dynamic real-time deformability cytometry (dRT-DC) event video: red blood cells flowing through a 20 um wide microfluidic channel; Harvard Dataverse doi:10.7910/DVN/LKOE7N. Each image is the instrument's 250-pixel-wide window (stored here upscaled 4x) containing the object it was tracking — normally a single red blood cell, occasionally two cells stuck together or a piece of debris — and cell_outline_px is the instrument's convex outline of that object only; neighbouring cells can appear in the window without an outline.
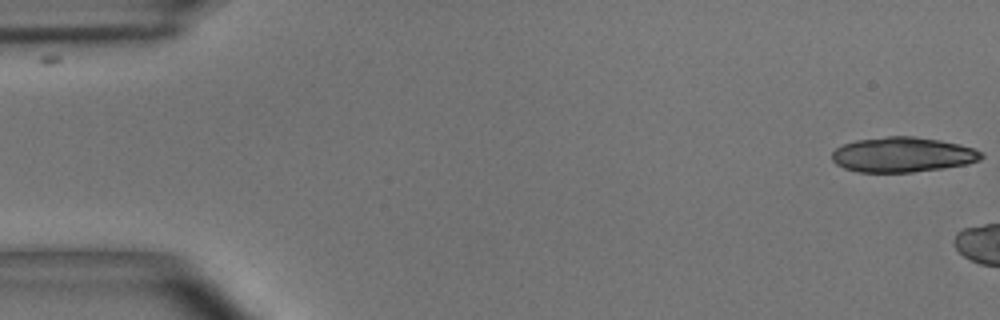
{"species": "common noctule bat (a hibernating species)", "species_latin": "Nyctalus noctula", "temperature_condition": "room temperature", "stored_images_in_passage": 8, "camera_frame_rate_fps": 3000, "um_per_image_px": 0.085, "animal": {"sex": "male", "body_mass_g": 15.6}, "frame": {"image": 1, "passage_image": 1, "time_ms": 0.0, "image_size_px": [1000, 320], "cell_outline_px": [[984, 156], [980, 160], [968, 164], [944, 168], [912, 172], [860, 172], [844, 168], [836, 164], [832, 160], [832, 152], [836, 148], [844, 144], [856, 140], [888, 136], [912, 136], [940, 140], [960, 144], [972, 148], [980, 152]], "centroid_in_image_um": [76.72, 13.15], "position_along_channel_um": 8.3, "area_um2": 30.46}}